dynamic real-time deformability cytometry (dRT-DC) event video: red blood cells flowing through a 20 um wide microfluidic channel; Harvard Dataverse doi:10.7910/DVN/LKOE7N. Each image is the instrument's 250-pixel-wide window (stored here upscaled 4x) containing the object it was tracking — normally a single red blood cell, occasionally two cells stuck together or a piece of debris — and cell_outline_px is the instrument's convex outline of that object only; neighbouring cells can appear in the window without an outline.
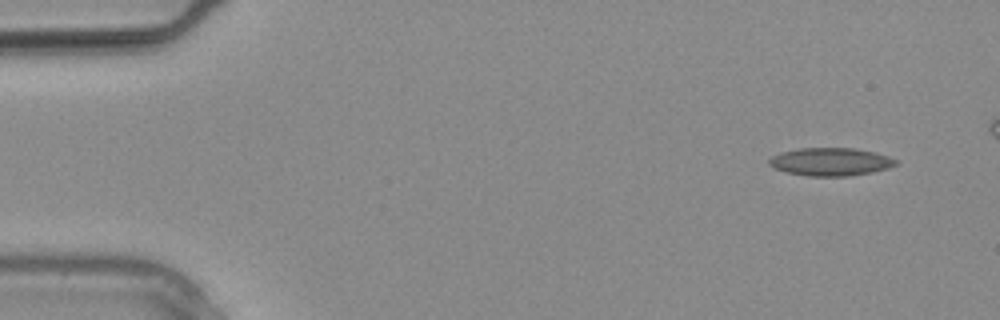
{"species": "common noctule bat (a hibernating species)", "species_latin": "Nyctalus noctula", "temperature_condition": "warm", "stored_images_in_passage": 27, "camera_frame_rate_fps": 3000, "um_per_image_px": 0.085, "animal": {"sex": "male", "body_mass_g": 20.4}, "frame": {"image": 1, "passage_image": 1, "time_ms": 0.0, "image_size_px": [1000, 320], "cell_outline_px": [[900, 164], [888, 168], [872, 172], [848, 176], [808, 176], [784, 172], [772, 168], [768, 164], [768, 160], [772, 156], [780, 152], [800, 148], [856, 148], [876, 152], [888, 156], [896, 160]], "centroid_in_image_um": [70.58, 13.75], "position_along_channel_um": 14.4, "area_um2": 20.92}}